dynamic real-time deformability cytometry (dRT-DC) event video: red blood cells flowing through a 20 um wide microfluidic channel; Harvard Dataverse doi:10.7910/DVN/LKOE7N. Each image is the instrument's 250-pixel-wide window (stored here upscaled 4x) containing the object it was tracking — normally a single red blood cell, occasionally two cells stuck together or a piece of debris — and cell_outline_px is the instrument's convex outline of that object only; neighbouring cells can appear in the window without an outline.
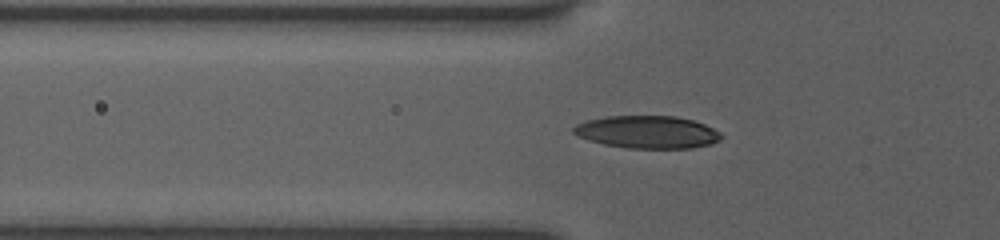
{"species": "human", "species_latin": "Homo sapiens", "temperature_condition": "room temperature", "stored_images_in_passage": 53, "camera_frame_rate_fps": 3000, "um_per_image_px": 0.085, "donor": {"sex": "female"}, "frame": {"image": 1, "passage_image": 19, "time_ms": 6.0, "image_size_px": [1000, 240], "cell_outline_px": [[724, 136], [720, 140], [712, 144], [692, 148], [628, 148], [604, 144], [588, 140], [572, 132], [572, 128], [576, 124], [588, 120], [608, 116], [676, 116], [692, 120], [704, 124], [720, 132]], "centroid_in_image_um": [55.05, 11.23], "position_along_channel_um": 70.7, "area_um2": 28.03}}
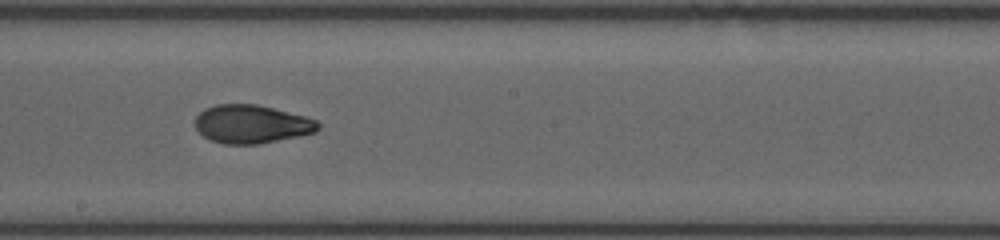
{"frame": {"image": 2, "passage_image": 31, "time_ms": 10.0, "image_size_px": [1000, 240], "cell_outline_px": [[320, 128], [316, 132], [300, 136], [260, 144], [224, 144], [208, 140], [196, 128], [196, 116], [204, 108], [216, 104], [256, 104], [304, 116], [316, 120], [320, 124]], "centroid_in_image_um": [21.38, 10.56], "position_along_channel_um": 226.8, "area_um2": 27.57}}
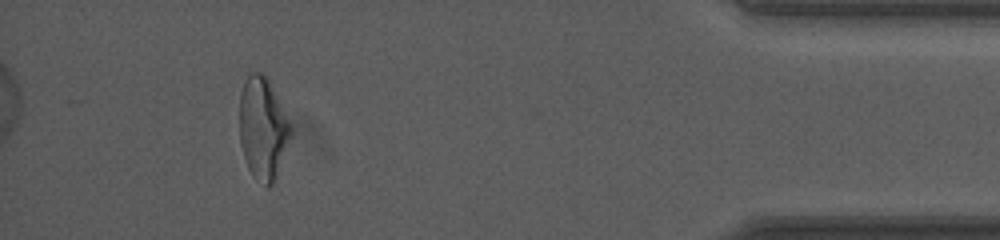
{"frame": {"image": 3, "passage_image": 49, "time_ms": 16.0, "image_size_px": [1000, 240], "cell_outline_px": [[292, 132], [272, 184], [268, 188], [252, 176], [248, 168], [240, 144], [240, 96], [244, 80], [252, 72], [260, 72], [268, 80], [292, 128]], "centroid_in_image_um": [22.31, 10.92], "position_along_channel_um": 412.9, "area_um2": 29.71}, "authors_computed_cell_mechanics": {"area_um2": 27.455, "velocity_mm_per_s": 3.929, "shape_relaxation_time_tau1_ms": 4.6804, "shape_relaxation_time_tau2_ms": 2.3682, "deformation_change_tau1": 0.1719, "deformation_change_tau2": 0.0752}}